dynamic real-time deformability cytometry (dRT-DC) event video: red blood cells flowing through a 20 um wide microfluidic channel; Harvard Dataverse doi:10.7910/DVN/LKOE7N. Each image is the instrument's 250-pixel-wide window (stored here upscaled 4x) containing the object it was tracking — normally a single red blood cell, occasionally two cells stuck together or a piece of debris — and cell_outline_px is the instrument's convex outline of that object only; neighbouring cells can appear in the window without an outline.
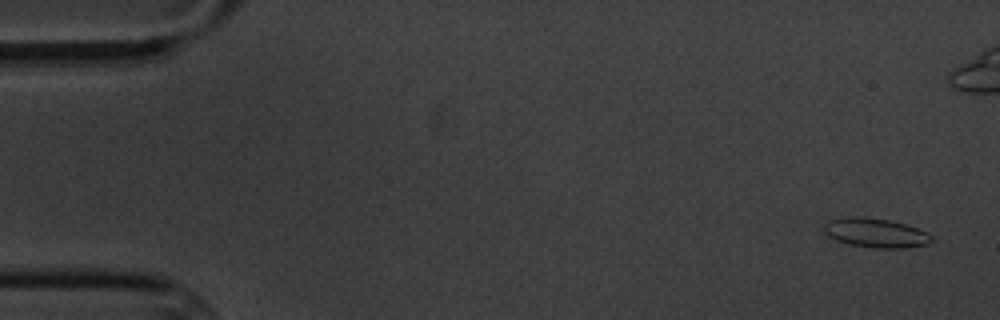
{"species": "common noctule bat (a hibernating species)", "species_latin": "Nyctalus noctula", "temperature_condition": "cold", "stored_images_in_passage": 5, "camera_frame_rate_fps": 3000, "um_per_image_px": 0.085, "animal": {"sex": "male", "body_mass_g": 20.1, "forearm_length_mm": 53.5}, "frame": {"image": 1, "passage_image": 1, "time_ms": 0.0, "image_size_px": [1000, 320], "cell_outline_px": [[932, 240], [924, 244], [904, 248], [872, 248], [852, 244], [836, 240], [828, 236], [824, 232], [824, 224], [828, 220], [848, 216], [864, 216], [888, 220], [904, 224], [916, 228], [932, 236]], "centroid_in_image_um": [74.36, 19.78], "position_along_channel_um": 10.6, "area_um2": 18.15}}